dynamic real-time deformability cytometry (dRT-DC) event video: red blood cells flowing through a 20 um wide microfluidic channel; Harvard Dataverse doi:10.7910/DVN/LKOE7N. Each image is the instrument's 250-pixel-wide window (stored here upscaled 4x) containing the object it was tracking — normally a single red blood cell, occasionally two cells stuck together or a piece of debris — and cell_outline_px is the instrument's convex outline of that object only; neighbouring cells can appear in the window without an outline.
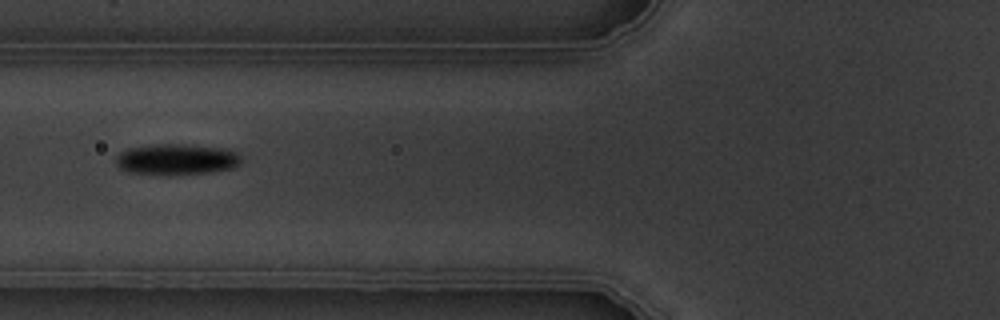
{"species": "common noctule bat (a hibernating species)", "species_latin": "Nyctalus noctula", "temperature_condition": "warm", "stored_images_in_passage": 6, "camera_frame_rate_fps": 3000, "um_per_image_px": 0.085, "animal": {"sex": "male", "body_mass_g": 19.5, "forearm_length_mm": 54.6}, "frame": {"image": 1, "passage_image": 6, "time_ms": 5.667, "image_size_px": [1000, 320], "cell_outline_px": [[240, 164], [232, 168], [208, 172], [128, 172], [120, 168], [116, 164], [116, 156], [120, 152], [128, 148], [152, 144], [188, 144], [224, 148], [236, 152], [240, 156]], "centroid_in_image_um": [15.01, 13.48], "position_along_channel_um": 110.8, "area_um2": 21.79}}